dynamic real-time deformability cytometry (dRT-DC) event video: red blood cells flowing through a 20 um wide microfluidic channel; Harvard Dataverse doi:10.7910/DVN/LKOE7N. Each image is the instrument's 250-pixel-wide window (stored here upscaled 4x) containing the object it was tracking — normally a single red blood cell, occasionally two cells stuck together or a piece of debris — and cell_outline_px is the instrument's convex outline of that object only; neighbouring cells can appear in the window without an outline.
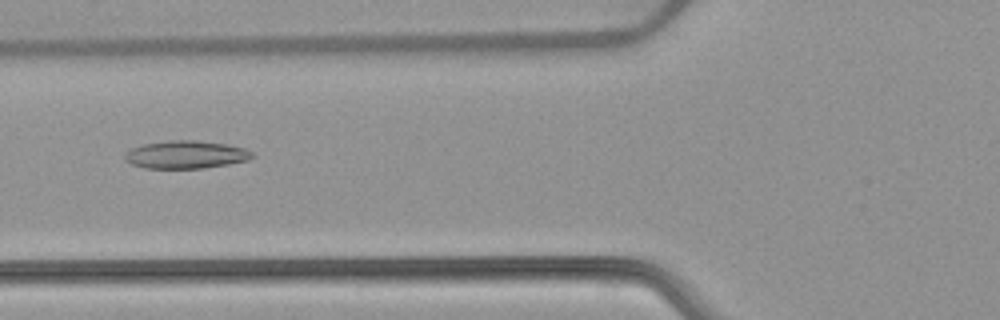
{"species": "common noctule bat (a hibernating species)", "species_latin": "Nyctalus noctula", "temperature_condition": "warm", "stored_images_in_passage": 43, "camera_frame_rate_fps": 3000, "um_per_image_px": 0.085, "animal": {"sex": "female", "body_mass_g": 22.7, "forearm_length_mm": 54.2}, "frame": {"image": 1, "passage_image": 11, "time_ms": 3.333, "image_size_px": [1000, 320], "cell_outline_px": [[256, 156], [248, 160], [228, 164], [204, 168], [144, 168], [132, 164], [124, 160], [124, 152], [132, 148], [144, 144], [172, 140], [196, 140], [228, 144], [244, 148], [252, 152]], "centroid_in_image_um": [15.8, 13.14], "position_along_channel_um": 110.0, "area_um2": 20.75}}
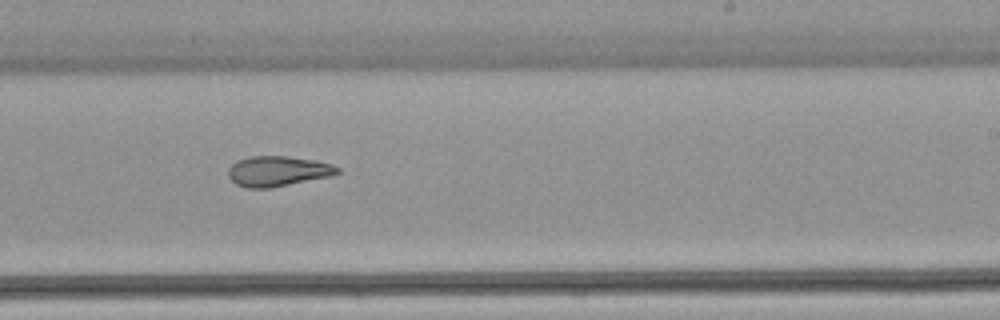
{"frame": {"image": 2, "passage_image": 23, "time_ms": 7.333, "image_size_px": [1000, 320], "cell_outline_px": [[340, 172], [332, 176], [268, 188], [244, 188], [236, 184], [228, 176], [228, 168], [236, 160], [248, 156], [288, 156], [312, 160], [332, 164], [340, 168]], "centroid_in_image_um": [23.59, 14.54], "position_along_channel_um": 265.4, "area_um2": 19.31}}
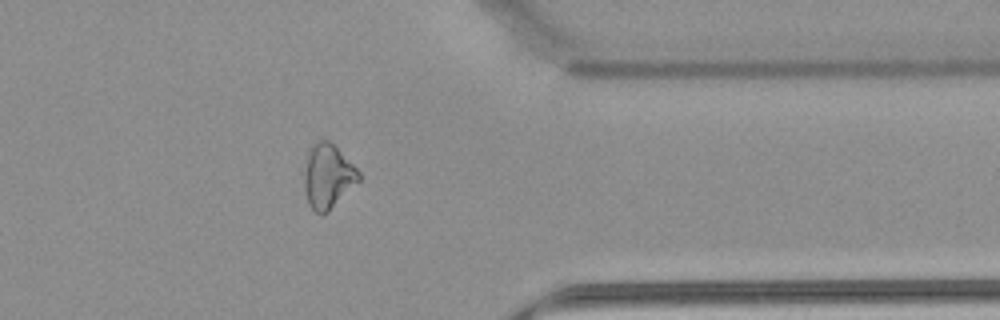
{"frame": {"image": 3, "passage_image": 33, "time_ms": 10.667, "image_size_px": [1000, 320], "cell_outline_px": [[360, 180], [328, 212], [320, 216], [308, 204], [304, 188], [304, 172], [308, 156], [316, 140], [328, 140], [360, 172]], "centroid_in_image_um": [27.86, 15.03], "position_along_channel_um": 383.5, "area_um2": 20.06}, "authors_computed_cell_mechanics": {"area_um2": 20.3456, "velocity_mm_per_s": 3.8908, "shape_relaxation_time_tau1_ms": null, "shape_relaxation_time_tau2_ms": 5.1982, "deformation_change_tau1": null, "deformation_change_tau2": 0.1383}}